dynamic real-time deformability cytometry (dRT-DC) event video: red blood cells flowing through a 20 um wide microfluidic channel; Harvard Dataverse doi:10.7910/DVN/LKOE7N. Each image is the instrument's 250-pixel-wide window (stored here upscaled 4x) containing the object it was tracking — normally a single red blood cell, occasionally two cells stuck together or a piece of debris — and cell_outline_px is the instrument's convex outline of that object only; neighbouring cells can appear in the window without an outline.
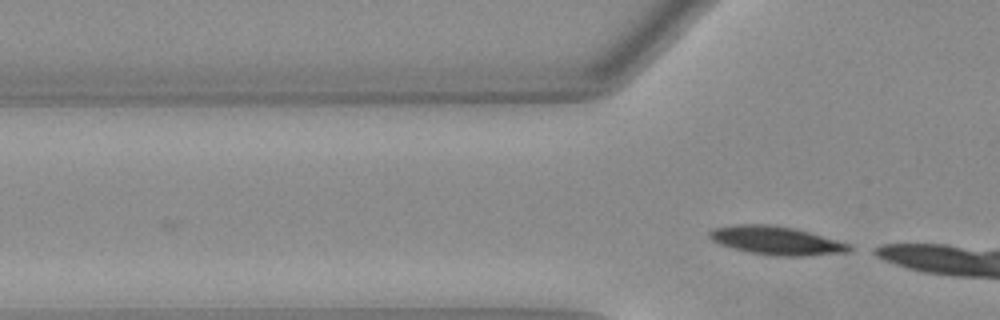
{"species": "Egyptian fruit bat (a non-hibernating species)", "species_latin": "Rousettus aegyptiacus", "temperature_condition": "warm", "stored_images_in_passage": 5, "camera_frame_rate_fps": 3000, "um_per_image_px": 0.085, "animal": {"sex": "female"}, "frame": {"image": 1, "passage_image": 5, "time_ms": 1.333, "image_size_px": [1000, 320], "cell_outline_px": [[852, 252], [804, 256], [772, 256], [748, 252], [732, 248], [720, 244], [712, 240], [708, 236], [708, 232], [712, 228], [736, 224], [768, 224], [792, 228], [808, 232], [848, 244], [852, 248]], "centroid_in_image_um": [65.93, 20.45], "position_along_channel_um": 59.9, "area_um2": 23.12}}